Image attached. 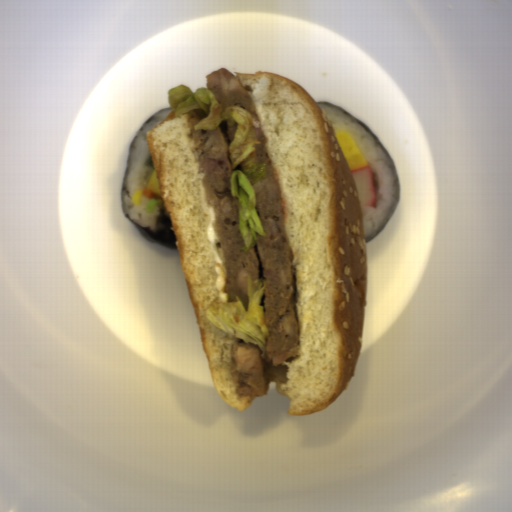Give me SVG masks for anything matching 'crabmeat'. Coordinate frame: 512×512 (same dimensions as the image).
I'll return each mask as SVG.
<instances>
[{
  "label": "crabmeat",
  "instance_id": "f7934b28",
  "mask_svg": "<svg viewBox=\"0 0 512 512\" xmlns=\"http://www.w3.org/2000/svg\"><path fill=\"white\" fill-rule=\"evenodd\" d=\"M363 207H375L376 185L372 169L367 165L351 170Z\"/></svg>",
  "mask_w": 512,
  "mask_h": 512
}]
</instances>
